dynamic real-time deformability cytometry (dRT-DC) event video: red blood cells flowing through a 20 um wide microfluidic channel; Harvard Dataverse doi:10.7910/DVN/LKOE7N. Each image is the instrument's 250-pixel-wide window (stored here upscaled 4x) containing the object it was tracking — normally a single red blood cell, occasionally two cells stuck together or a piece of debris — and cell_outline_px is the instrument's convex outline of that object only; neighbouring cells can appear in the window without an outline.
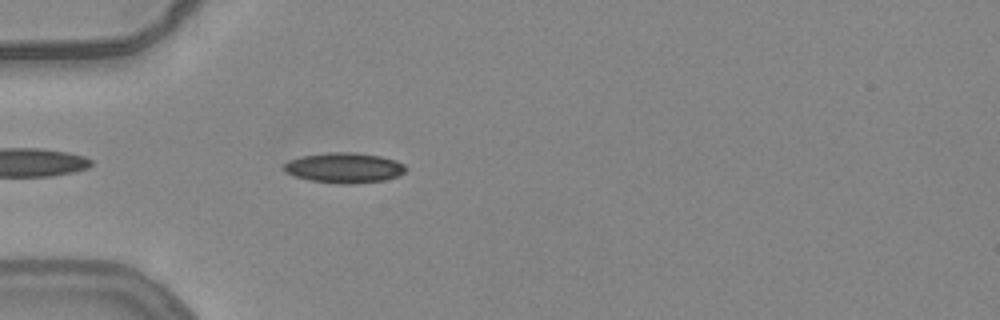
{"species": "common noctule bat (a hibernating species)", "species_latin": "Nyctalus noctula", "temperature_condition": "warm", "stored_images_in_passage": 9, "camera_frame_rate_fps": 3000, "um_per_image_px": 0.085, "animal": {"sex": "female", "body_mass_g": 24.6, "forearm_length_mm": 56.2}, "frame": {"image": 1, "passage_image": 4, "time_ms": 1.0, "image_size_px": [1000, 320], "cell_outline_px": [[404, 172], [396, 176], [384, 180], [352, 184], [340, 184], [312, 180], [296, 176], [288, 172], [284, 168], [284, 164], [288, 160], [300, 156], [328, 152], [352, 152], [380, 156], [396, 160], [404, 164]], "centroid_in_image_um": [29.25, 14.25], "position_along_channel_um": 55.7, "area_um2": 21.21}}
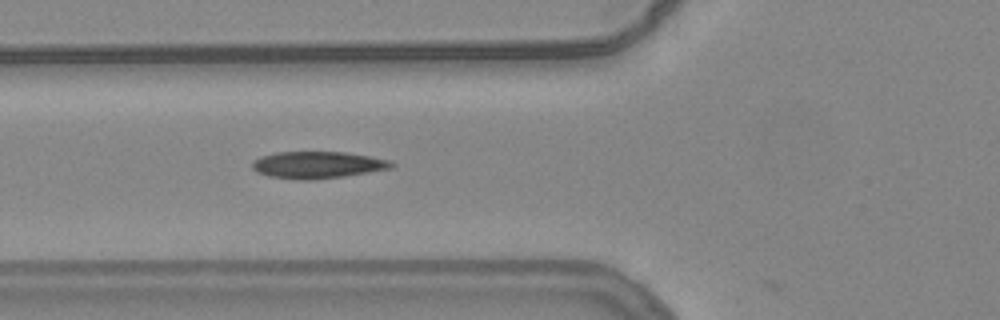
{"frame": {"image": 2, "passage_image": 8, "time_ms": 2.333, "image_size_px": [1000, 320], "cell_outline_px": [[396, 164], [392, 168], [344, 176], [312, 180], [296, 180], [268, 176], [256, 172], [252, 168], [252, 160], [260, 156], [276, 152], [344, 152], [392, 160]], "centroid_in_image_um": [26.96, 14.02], "position_along_channel_um": 98.8, "area_um2": 22.02}}